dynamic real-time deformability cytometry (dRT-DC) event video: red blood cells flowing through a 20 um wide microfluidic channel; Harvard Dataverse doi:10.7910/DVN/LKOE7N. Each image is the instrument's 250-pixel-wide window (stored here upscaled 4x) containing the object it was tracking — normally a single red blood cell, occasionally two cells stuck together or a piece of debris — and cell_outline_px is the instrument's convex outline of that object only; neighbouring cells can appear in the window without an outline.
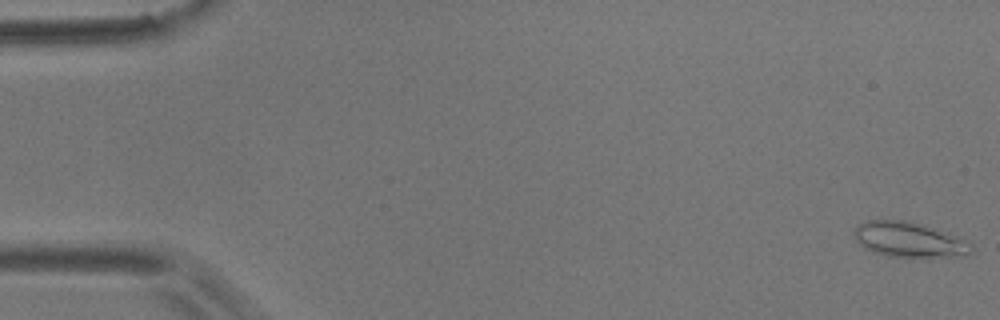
{"species": "common noctule bat (a hibernating species)", "species_latin": "Nyctalus noctula", "temperature_condition": "room temperature", "stored_images_in_passage": 5, "camera_frame_rate_fps": 3000, "um_per_image_px": 0.085, "animal": {"sex": "male", "body_mass_g": 17.9}, "frame": {"image": 1, "passage_image": 1, "time_ms": 0.0, "image_size_px": [1000, 320], "cell_outline_px": [[972, 252], [964, 256], [928, 260], [888, 256], [872, 252], [864, 248], [856, 240], [852, 232], [860, 224], [868, 220], [904, 220], [924, 224], [960, 236], [972, 244]], "centroid_in_image_um": [77.36, 20.42], "position_along_channel_um": 7.6, "area_um2": 25.14}}